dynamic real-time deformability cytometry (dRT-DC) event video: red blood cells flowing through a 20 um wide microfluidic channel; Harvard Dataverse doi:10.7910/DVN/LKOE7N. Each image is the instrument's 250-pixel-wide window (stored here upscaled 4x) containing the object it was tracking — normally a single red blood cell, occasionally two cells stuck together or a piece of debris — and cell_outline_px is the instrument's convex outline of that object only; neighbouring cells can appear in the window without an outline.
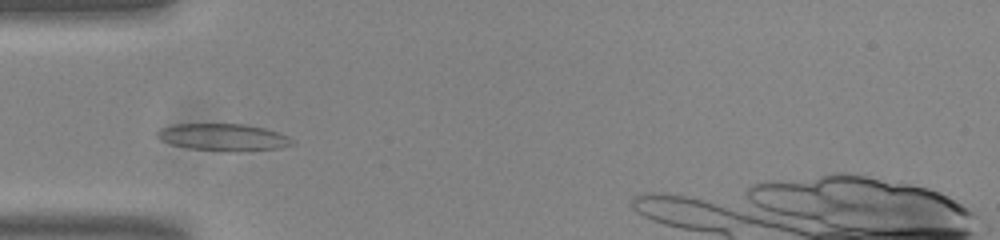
{"species": "common noctule bat (a hibernating species)", "species_latin": "Nyctalus noctula", "temperature_condition": "room temperature", "stored_images_in_passage": 41, "camera_frame_rate_fps": 3000, "um_per_image_px": 0.085, "animal": {"sex": "male", "body_mass_g": 20.0, "forearm_length_mm": 53.3}, "frame": {"image": 1, "passage_image": 8, "time_ms": 2.333, "image_size_px": [1000, 240], "cell_outline_px": [[296, 144], [280, 148], [192, 148], [172, 144], [160, 140], [156, 136], [156, 132], [160, 128], [176, 124], [248, 124], [264, 128], [288, 136]], "centroid_in_image_um": [18.93, 11.6], "position_along_channel_um": 66.1, "area_um2": 20.0}}
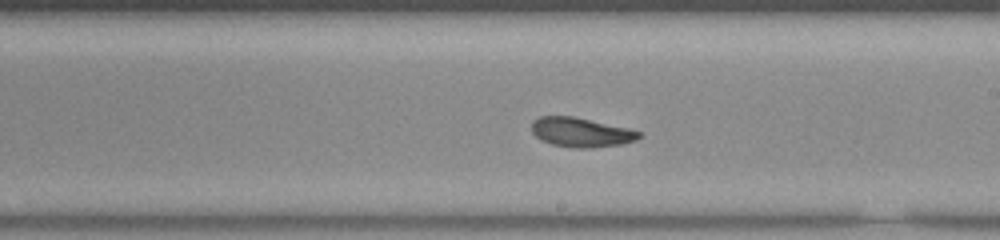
{"frame": {"image": 2, "passage_image": 22, "time_ms": 7.0, "image_size_px": [1000, 240], "cell_outline_px": [[644, 132], [636, 140], [620, 144], [592, 148], [572, 148], [552, 144], [540, 140], [532, 132], [532, 120], [540, 116], [572, 116], [628, 128]], "centroid_in_image_um": [49.38, 11.25], "position_along_channel_um": 239.6, "area_um2": 18.44}}
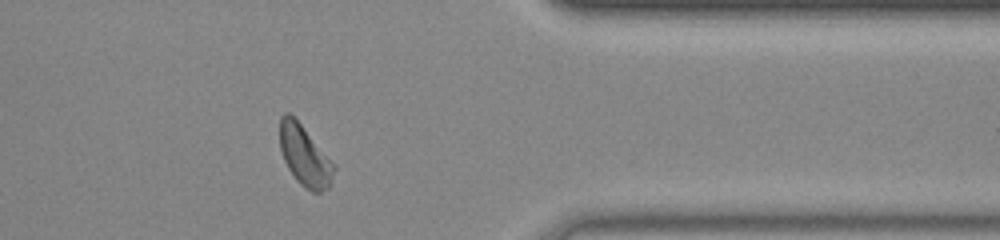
{"frame": {"image": 3, "passage_image": 35, "time_ms": 11.333, "image_size_px": [1000, 240], "cell_outline_px": [[336, 168], [332, 180], [328, 188], [320, 192], [312, 192], [304, 188], [296, 180], [288, 168], [284, 160], [280, 148], [280, 116], [284, 112], [288, 112], [300, 124]], "centroid_in_image_um": [25.87, 13.28], "position_along_channel_um": 385.5, "area_um2": 18.55}}